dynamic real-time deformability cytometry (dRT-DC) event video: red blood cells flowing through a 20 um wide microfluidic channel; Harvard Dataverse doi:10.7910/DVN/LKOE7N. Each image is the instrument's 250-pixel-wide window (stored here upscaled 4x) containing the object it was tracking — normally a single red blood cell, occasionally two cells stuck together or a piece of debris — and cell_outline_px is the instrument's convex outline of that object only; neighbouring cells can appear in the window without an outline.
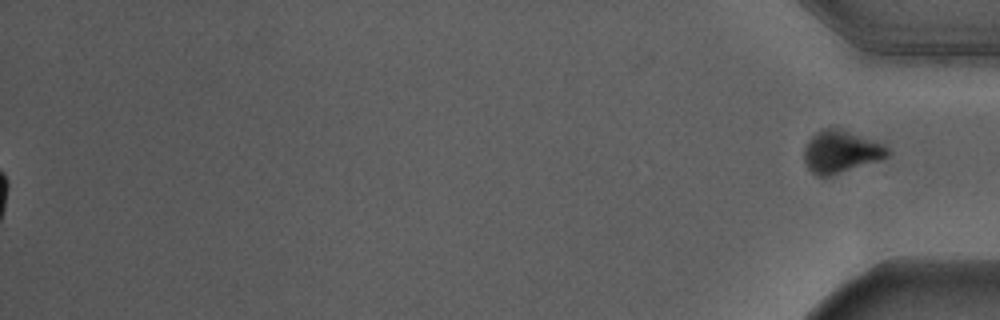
{"species": "Egyptian fruit bat (a non-hibernating species)", "species_latin": "Rousettus aegyptiacus", "temperature_condition": "warm", "stored_images_in_passage": 58, "segment_of_instrument_passage": [2, 2], "camera_frame_rate_fps": 3000, "um_per_image_px": 0.085, "animal": {"sex": "male"}, "frame": {"image": 1, "passage_image": 58, "time_ms": 19.0, "image_size_px": [1000, 320], "cell_outline_px": [[888, 156], [880, 160], [828, 176], [816, 176], [808, 168], [804, 160], [804, 148], [808, 140], [816, 132], [824, 128], [836, 128], [876, 140], [884, 144], [888, 148]], "centroid_in_image_um": [71.46, 12.89], "position_along_channel_um": 363.7, "area_um2": 20.4}}